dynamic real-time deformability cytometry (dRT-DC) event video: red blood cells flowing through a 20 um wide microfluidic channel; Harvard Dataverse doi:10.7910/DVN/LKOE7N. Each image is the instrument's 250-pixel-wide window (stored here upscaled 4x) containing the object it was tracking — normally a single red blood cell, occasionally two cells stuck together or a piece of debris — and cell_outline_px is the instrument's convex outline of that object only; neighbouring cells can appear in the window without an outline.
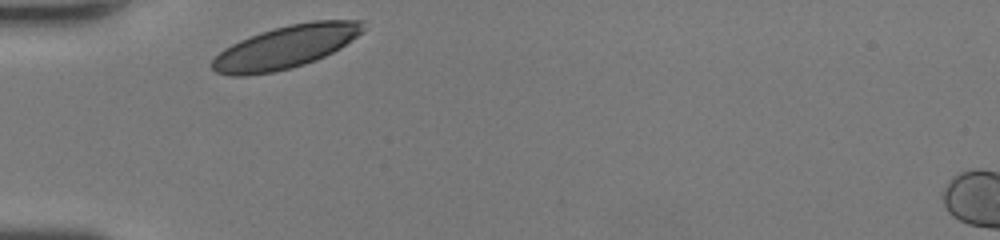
{"species": "human", "species_latin": "Homo sapiens", "temperature_condition": "room temperature", "stored_images_in_passage": 26, "camera_frame_rate_fps": 3000, "um_per_image_px": 0.085, "donor": {"sex": "female"}, "frame": {"image": 1, "passage_image": 1, "time_ms": 0.0, "image_size_px": [1000, 240], "cell_outline_px": [[368, 28], [340, 48], [316, 60], [292, 68], [272, 72], [244, 76], [232, 76], [216, 72], [212, 68], [212, 60], [224, 48], [240, 40], [260, 32], [272, 28], [288, 24], [312, 20], [360, 20]], "centroid_in_image_um": [24.3, 3.98], "position_along_channel_um": 60.7, "area_um2": 37.69}}
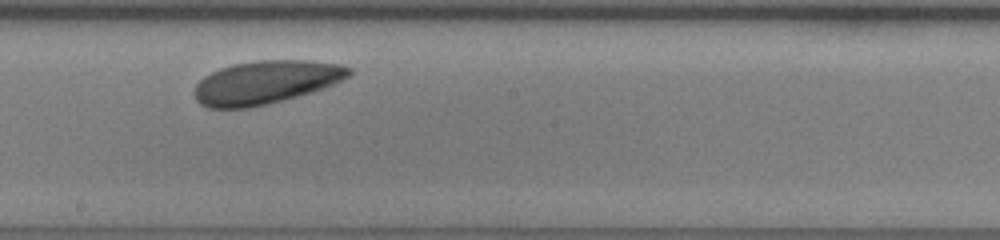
{"frame": {"image": 2, "passage_image": 14, "time_ms": 4.333, "image_size_px": [1000, 240], "cell_outline_px": [[352, 72], [348, 76], [324, 88], [312, 92], [284, 100], [268, 104], [248, 108], [208, 108], [200, 104], [196, 100], [196, 84], [204, 76], [220, 68], [232, 64], [256, 60], [308, 60], [344, 64], [352, 68]], "centroid_in_image_um": [22.61, 6.99], "position_along_channel_um": 225.6, "area_um2": 39.07}}
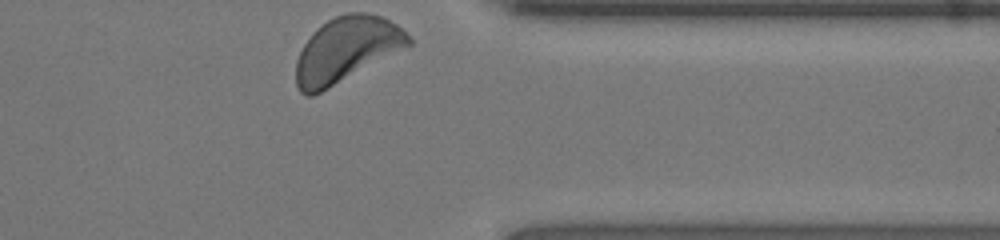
{"frame": {"image": 3, "passage_image": 26, "time_ms": 8.333, "image_size_px": [1000, 240], "cell_outline_px": [[412, 44], [328, 88], [312, 96], [304, 96], [300, 92], [296, 84], [296, 60], [304, 44], [312, 32], [316, 28], [328, 20], [336, 16], [348, 12], [364, 12], [384, 16], [396, 24], [412, 40]], "centroid_in_image_um": [29.41, 4.2], "position_along_channel_um": 382.0, "area_um2": 42.25}, "authors_computed_cell_mechanics": {"area_um2": 38.8127, "velocity_mm_per_s": 4.0152, "shape_relaxation_time_tau1_ms": 1.7142, "shape_relaxation_time_tau2_ms": null, "deformation_change_tau1": 0.0556, "deformation_change_tau2": null}}